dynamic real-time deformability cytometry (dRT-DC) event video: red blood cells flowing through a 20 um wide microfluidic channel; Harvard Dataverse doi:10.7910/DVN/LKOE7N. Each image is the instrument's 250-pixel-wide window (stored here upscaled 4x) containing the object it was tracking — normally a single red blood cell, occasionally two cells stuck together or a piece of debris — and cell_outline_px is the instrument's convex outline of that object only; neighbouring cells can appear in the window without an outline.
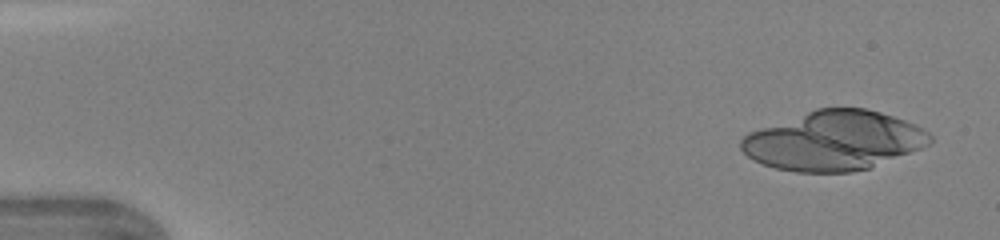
{"species": "human", "species_latin": "Homo sapiens", "temperature_condition": "warm", "stored_images_in_passage": 33, "segment_of_instrument_passage": [1, 2], "camera_frame_rate_fps": 3000, "um_per_image_px": 0.085, "donor": {"sex": "female"}, "frame": {"image": 1, "passage_image": 2, "time_ms": 0.333, "image_size_px": [1000, 240], "cell_outline_px": [[932, 140], [928, 144], [920, 148], [868, 168], [852, 172], [796, 172], [776, 168], [764, 164], [748, 156], [740, 148], [740, 140], [748, 132], [816, 108], [864, 108], [880, 112], [916, 124], [924, 128], [932, 136]], "centroid_in_image_um": [70.86, 11.95], "position_along_channel_um": 14.1, "area_um2": 64.79}}